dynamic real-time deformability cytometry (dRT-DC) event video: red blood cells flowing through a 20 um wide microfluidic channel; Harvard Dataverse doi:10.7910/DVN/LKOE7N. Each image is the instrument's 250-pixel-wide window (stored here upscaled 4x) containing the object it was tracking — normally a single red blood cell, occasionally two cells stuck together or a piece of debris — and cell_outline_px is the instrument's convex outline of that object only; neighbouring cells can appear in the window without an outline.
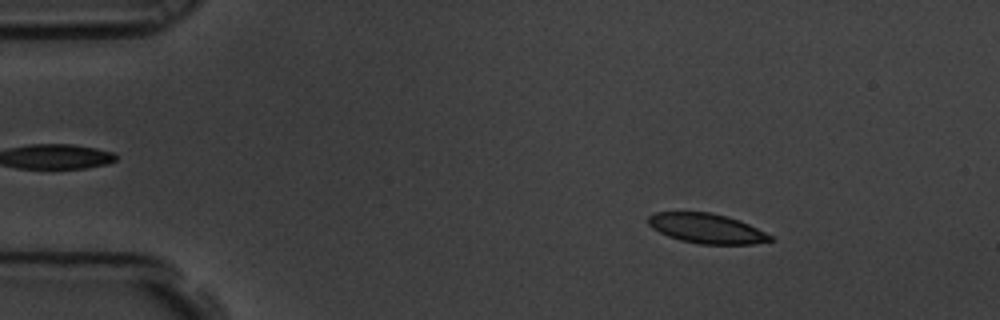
{"species": "common noctule bat (a hibernating species)", "species_latin": "Nyctalus noctula", "temperature_condition": "room temperature", "stored_images_in_passage": 6, "camera_frame_rate_fps": 3000, "um_per_image_px": 0.085, "animal": {"sex": "male", "body_mass_g": 19.5, "forearm_length_mm": 54.6}, "frame": {"image": 1, "passage_image": 2, "time_ms": 0.333, "image_size_px": [1000, 320], "cell_outline_px": [[776, 240], [752, 244], [700, 244], [680, 240], [668, 236], [652, 228], [648, 224], [648, 216], [656, 212], [712, 212], [728, 216], [740, 220], [772, 236]], "centroid_in_image_um": [60.07, 19.41], "position_along_channel_um": 24.9, "area_um2": 21.21}}
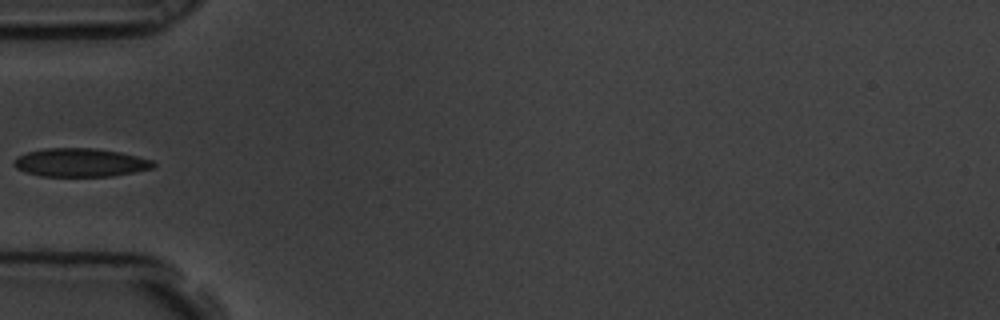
{"frame": {"image": 2, "passage_image": 5, "time_ms": 1.333, "image_size_px": [1000, 320], "cell_outline_px": [[156, 168], [112, 176], [40, 176], [24, 172], [16, 168], [12, 164], [16, 156], [28, 152], [44, 148], [96, 148], [120, 152], [152, 160], [156, 164]], "centroid_in_image_um": [6.82, 13.82], "position_along_channel_um": 78.2, "area_um2": 23.29}}
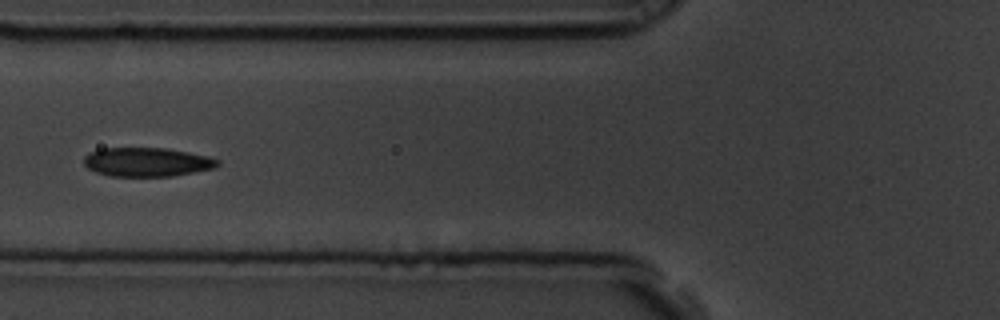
{"frame": {"image": 3, "passage_image": 6, "time_ms": 1.667, "image_size_px": [1000, 320], "cell_outline_px": [[220, 164], [216, 168], [172, 176], [108, 176], [96, 172], [88, 168], [84, 164], [84, 156], [88, 152], [100, 148], [168, 148], [208, 156], [220, 160]], "centroid_in_image_um": [12.49, 13.77], "position_along_channel_um": 113.3, "area_um2": 22.77}}